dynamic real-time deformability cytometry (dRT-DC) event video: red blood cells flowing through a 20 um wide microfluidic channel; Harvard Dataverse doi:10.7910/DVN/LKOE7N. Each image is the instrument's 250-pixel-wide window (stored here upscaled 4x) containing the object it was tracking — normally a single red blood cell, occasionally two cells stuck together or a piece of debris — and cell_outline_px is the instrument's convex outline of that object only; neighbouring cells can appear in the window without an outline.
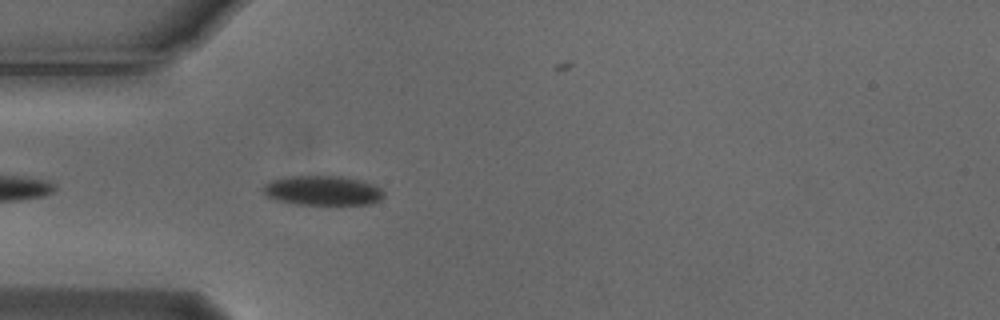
{"species": "Egyptian fruit bat (a non-hibernating species)", "species_latin": "Rousettus aegyptiacus", "temperature_condition": "cold", "stored_images_in_passage": 42, "camera_frame_rate_fps": 3000, "um_per_image_px": 0.085, "animal": {"sex": "male"}, "frame": {"image": 1, "passage_image": 3, "time_ms": 0.667, "image_size_px": [1000, 320], "cell_outline_px": [[384, 196], [380, 200], [372, 204], [296, 204], [276, 200], [264, 196], [260, 188], [264, 184], [272, 180], [288, 176], [340, 176], [364, 180], [380, 188], [384, 192]], "centroid_in_image_um": [27.39, 16.19], "position_along_channel_um": 57.6, "area_um2": 21.1}}
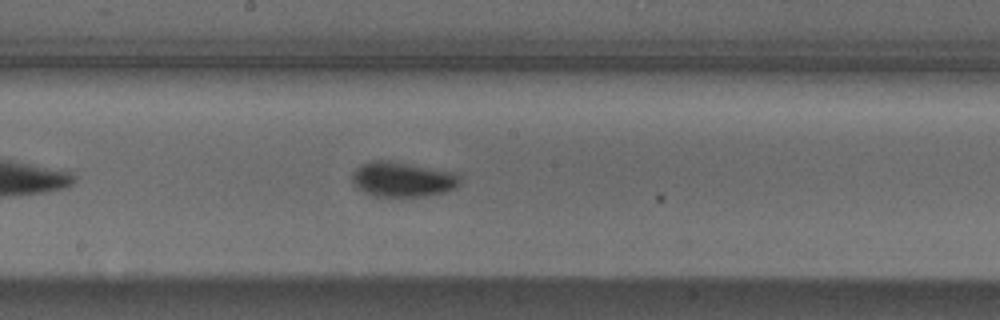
{"frame": {"image": 2, "passage_image": 16, "time_ms": 5.0, "image_size_px": [1000, 320], "cell_outline_px": [[460, 184], [456, 188], [448, 192], [428, 196], [376, 196], [364, 192], [352, 184], [352, 172], [360, 164], [372, 160], [392, 160], [452, 172], [460, 176]], "centroid_in_image_um": [34.21, 15.24], "position_along_channel_um": 214.0, "area_um2": 22.25}}
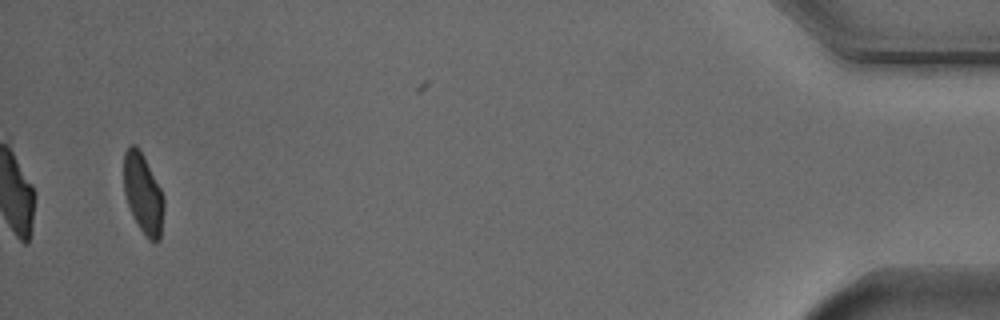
{"frame": {"image": 3, "passage_image": 40, "time_ms": 13.0, "image_size_px": [1000, 320], "cell_outline_px": [[164, 208], [160, 240], [148, 240], [140, 228], [128, 204], [124, 192], [124, 152], [132, 144], [136, 144], [140, 148], [164, 196]], "centroid_in_image_um": [12.17, 16.43], "position_along_channel_um": 423.0, "area_um2": 18.5}, "authors_computed_cell_mechanics": {"area_um2": 20.7791, "velocity_mm_per_s": 3.6949, "shape_relaxation_time_tau1_ms": 3.1829, "shape_relaxation_time_tau2_ms": null, "deformation_change_tau1": 0.1179, "deformation_change_tau2": null}}